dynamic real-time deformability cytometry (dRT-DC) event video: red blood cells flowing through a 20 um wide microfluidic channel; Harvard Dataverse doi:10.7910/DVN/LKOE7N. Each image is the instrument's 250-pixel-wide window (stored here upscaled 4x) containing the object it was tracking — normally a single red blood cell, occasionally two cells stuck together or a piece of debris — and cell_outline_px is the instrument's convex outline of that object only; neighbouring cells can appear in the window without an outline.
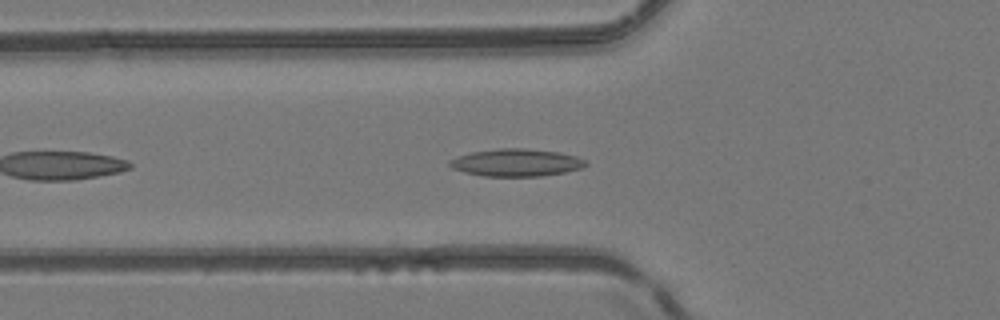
{"species": "common noctule bat (a hibernating species)", "species_latin": "Nyctalus noctula", "temperature_condition": "room temperature", "stored_images_in_passage": 35, "camera_frame_rate_fps": 3000, "um_per_image_px": 0.085, "animal": {"sex": "female", "body_mass_g": 24.6, "forearm_length_mm": 56.2}, "frame": {"image": 1, "passage_image": 3, "time_ms": 0.667, "image_size_px": [1000, 320], "cell_outline_px": [[588, 164], [584, 168], [544, 176], [484, 176], [464, 172], [452, 168], [448, 164], [448, 160], [472, 152], [500, 148], [524, 148], [560, 152], [576, 156], [584, 160]], "centroid_in_image_um": [43.91, 13.82], "position_along_channel_um": 81.9, "area_um2": 21.79}}
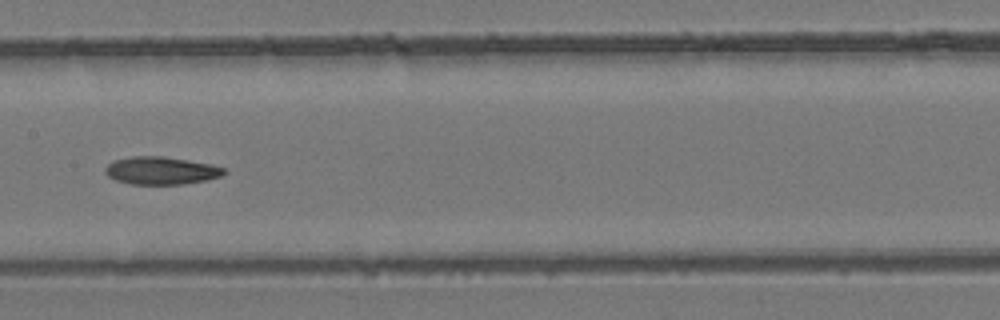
{"frame": {"image": 2, "passage_image": 11, "time_ms": 3.333, "image_size_px": [1000, 320], "cell_outline_px": [[228, 172], [220, 176], [208, 180], [180, 184], [132, 184], [116, 180], [108, 176], [104, 172], [104, 168], [112, 160], [132, 156], [164, 156], [212, 164], [224, 168]], "centroid_in_image_um": [13.69, 14.49], "position_along_channel_um": 193.7, "area_um2": 19.31}}
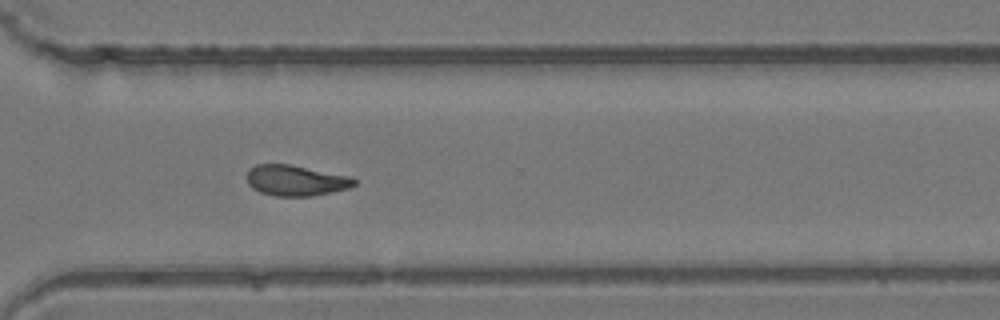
{"frame": {"image": 3, "passage_image": 22, "time_ms": 7.0, "image_size_px": [1000, 320], "cell_outline_px": [[356, 184], [348, 188], [312, 196], [272, 196], [260, 192], [252, 188], [248, 184], [248, 168], [256, 164], [292, 164], [352, 176], [356, 180]], "centroid_in_image_um": [25.15, 15.33], "position_along_channel_um": 345.5, "area_um2": 19.42}, "authors_computed_cell_mechanics": {"area_um2": 19.3052, "velocity_mm_per_s": 4.151, "shape_relaxation_time_tau1_ms": null, "shape_relaxation_time_tau2_ms": 5.0861, "deformation_change_tau1": null, "deformation_change_tau2": 0.133}}